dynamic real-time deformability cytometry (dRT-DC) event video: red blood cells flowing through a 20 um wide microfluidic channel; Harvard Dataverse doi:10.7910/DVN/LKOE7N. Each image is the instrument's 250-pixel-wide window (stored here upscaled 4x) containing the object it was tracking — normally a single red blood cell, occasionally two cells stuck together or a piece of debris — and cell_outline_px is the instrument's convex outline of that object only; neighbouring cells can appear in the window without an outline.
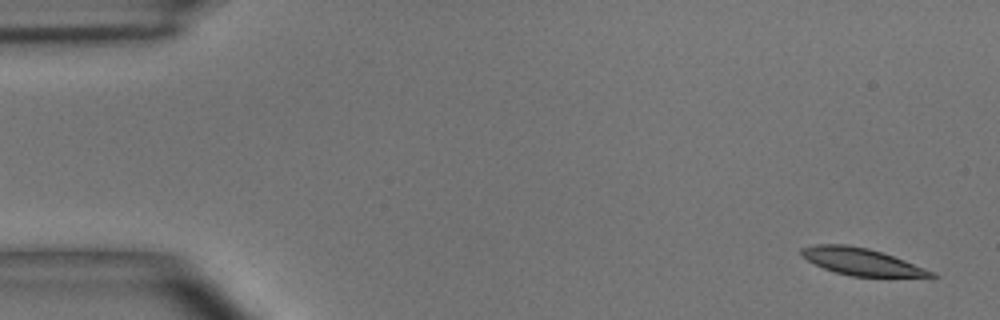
{"species": "common noctule bat (a hibernating species)", "species_latin": "Nyctalus noctula", "temperature_condition": "room temperature", "stored_images_in_passage": 5, "segment_of_instrument_passage": [2, 2], "camera_frame_rate_fps": 3000, "um_per_image_px": 0.085, "animal": {"sex": "male", "body_mass_g": 15.6}, "frame": {"image": 1, "passage_image": 5, "time_ms": 4.667, "image_size_px": [1000, 320], "cell_outline_px": [[940, 276], [852, 276], [836, 272], [824, 268], [800, 256], [800, 248], [812, 244], [848, 244], [868, 248], [904, 260], [936, 272]], "centroid_in_image_um": [73.17, 22.22], "position_along_channel_um": 11.8, "area_um2": 20.17}}